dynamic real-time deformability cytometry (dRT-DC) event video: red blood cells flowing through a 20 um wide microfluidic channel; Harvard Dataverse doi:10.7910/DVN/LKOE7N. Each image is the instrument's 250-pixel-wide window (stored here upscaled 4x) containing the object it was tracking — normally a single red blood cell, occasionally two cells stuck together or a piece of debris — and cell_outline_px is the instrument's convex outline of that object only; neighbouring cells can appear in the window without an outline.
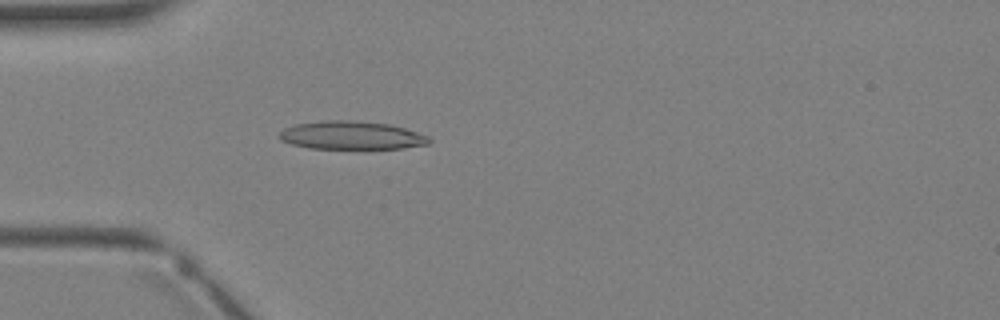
{"species": "Egyptian fruit bat (a non-hibernating species)", "species_latin": "Rousettus aegyptiacus", "temperature_condition": "warm", "stored_images_in_passage": 3, "camera_frame_rate_fps": 3000, "um_per_image_px": 0.085, "animal": {"sex": "female"}, "frame": {"image": 1, "passage_image": 3, "time_ms": 2.667, "image_size_px": [1000, 320], "cell_outline_px": [[432, 140], [428, 144], [404, 148], [308, 148], [292, 144], [280, 140], [276, 136], [284, 128], [296, 124], [324, 120], [348, 120], [388, 124], [404, 128], [428, 136]], "centroid_in_image_um": [29.84, 11.5], "position_along_channel_um": 55.2, "area_um2": 24.51}}